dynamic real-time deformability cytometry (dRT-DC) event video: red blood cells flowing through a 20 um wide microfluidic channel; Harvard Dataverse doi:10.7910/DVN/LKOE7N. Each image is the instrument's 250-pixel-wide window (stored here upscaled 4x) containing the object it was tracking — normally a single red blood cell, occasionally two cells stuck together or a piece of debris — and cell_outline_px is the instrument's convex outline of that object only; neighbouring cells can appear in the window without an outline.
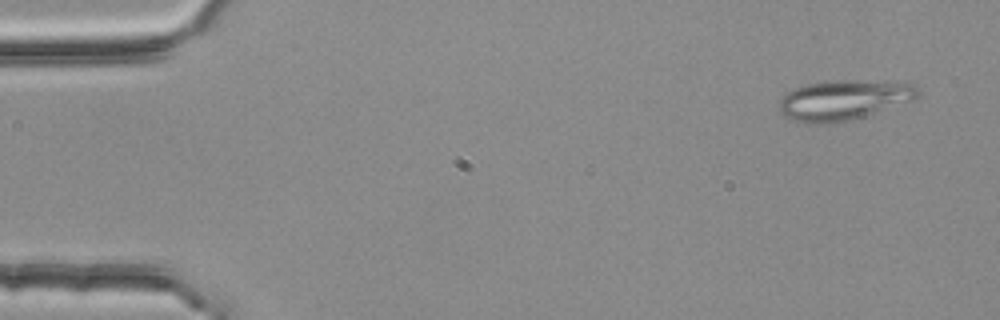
{"species": "common noctule bat (a hibernating species)", "species_latin": "Nyctalus noctula", "temperature_condition": "room temperature", "stored_images_in_passage": 4, "camera_frame_rate_fps": 3000, "um_per_image_px": 0.085, "animal": {"sex": "female", "body_mass_g": 25.1}, "frame": {"image": 1, "passage_image": 1, "time_ms": 0.0, "image_size_px": [1000, 320], "cell_outline_px": [[920, 92], [916, 100], [864, 116], [848, 120], [824, 124], [804, 124], [788, 120], [780, 112], [780, 100], [792, 88], [804, 84], [828, 80], [888, 80], [912, 84]], "centroid_in_image_um": [71.71, 8.49], "position_along_channel_um": 13.3, "area_um2": 33.06}}